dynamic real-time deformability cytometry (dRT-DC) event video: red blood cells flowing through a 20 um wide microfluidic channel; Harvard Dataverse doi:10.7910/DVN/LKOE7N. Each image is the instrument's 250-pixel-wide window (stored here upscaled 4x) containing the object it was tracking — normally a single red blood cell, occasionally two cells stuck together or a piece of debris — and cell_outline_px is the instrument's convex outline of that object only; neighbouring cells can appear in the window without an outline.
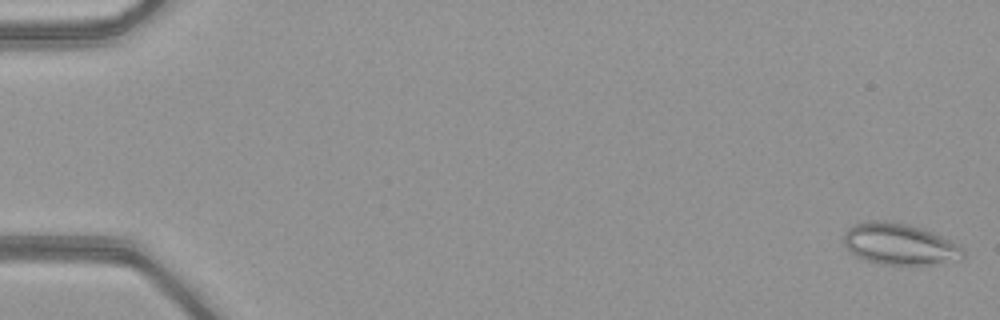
{"species": "common noctule bat (a hibernating species)", "species_latin": "Nyctalus noctula", "temperature_condition": "warm", "stored_images_in_passage": 52, "camera_frame_rate_fps": 3000, "um_per_image_px": 0.085, "animal": {"sex": "female", "body_mass_g": 21.9}, "frame": {"image": 1, "passage_image": 1, "time_ms": 0.0, "image_size_px": [1000, 320], "cell_outline_px": [[964, 260], [932, 264], [884, 264], [864, 260], [856, 256], [844, 244], [844, 232], [848, 228], [856, 224], [868, 220], [880, 220], [908, 224], [932, 232], [964, 248]], "centroid_in_image_um": [76.47, 20.75], "position_along_channel_um": 8.5, "area_um2": 28.61}}
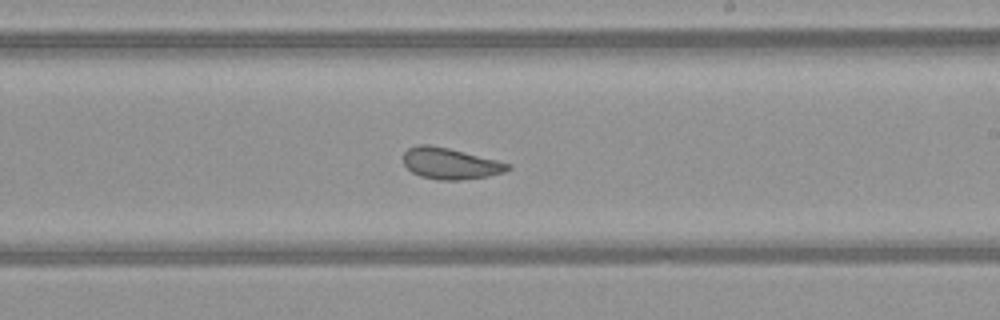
{"frame": {"image": 2, "passage_image": 31, "time_ms": 10.0, "image_size_px": [1000, 320], "cell_outline_px": [[512, 168], [504, 172], [488, 176], [460, 180], [436, 180], [420, 176], [412, 172], [404, 164], [404, 152], [408, 148], [420, 144], [428, 144], [448, 148], [512, 164]], "centroid_in_image_um": [38.27, 13.91], "position_along_channel_um": 250.7, "area_um2": 18.96}}
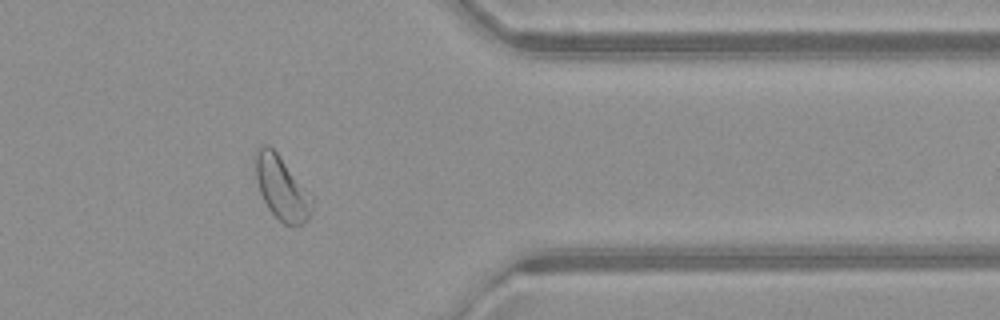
{"frame": {"image": 3, "passage_image": 42, "time_ms": 13.667, "image_size_px": [1000, 320], "cell_outline_px": [[312, 212], [308, 220], [304, 224], [284, 224], [268, 208], [260, 192], [256, 180], [252, 156], [260, 144], [268, 144], [276, 152], [312, 196]], "centroid_in_image_um": [23.89, 15.94], "position_along_channel_um": 387.5, "area_um2": 20.98}, "authors_computed_cell_mechanics": {"area_um2": 22.3975, "velocity_mm_per_s": 4.0836, "shape_relaxation_time_tau1_ms": 7.0438, "shape_relaxation_time_tau2_ms": 1.0756, "deformation_change_tau1": 0.1201, "deformation_change_tau2": 0.06}}